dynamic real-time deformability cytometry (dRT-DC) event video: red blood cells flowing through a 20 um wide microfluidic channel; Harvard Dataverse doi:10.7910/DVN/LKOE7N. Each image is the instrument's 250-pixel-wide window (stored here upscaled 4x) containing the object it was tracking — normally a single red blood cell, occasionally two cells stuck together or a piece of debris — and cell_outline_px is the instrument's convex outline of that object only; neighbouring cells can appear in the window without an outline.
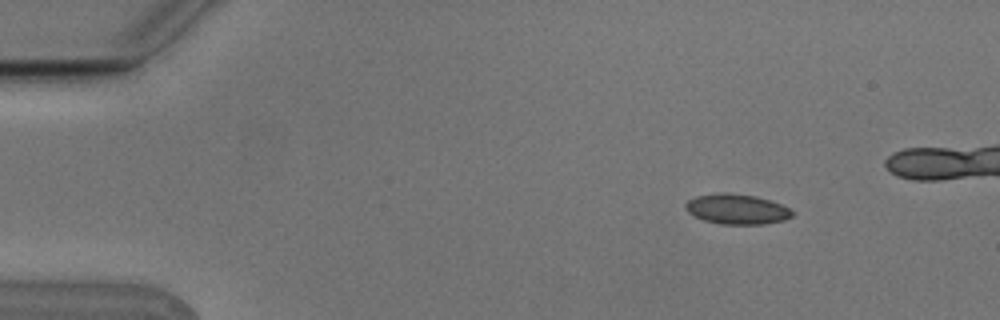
{"species": "Egyptian fruit bat (a non-hibernating species)", "species_latin": "Rousettus aegyptiacus", "temperature_condition": "cold", "stored_images_in_passage": 4, "camera_frame_rate_fps": 3000, "um_per_image_px": 0.085, "animal": {"sex": "male"}, "frame": {"image": 1, "passage_image": 1, "time_ms": 0.0, "image_size_px": [1000, 320], "cell_outline_px": [[792, 216], [784, 220], [764, 224], [720, 224], [704, 220], [688, 212], [684, 204], [688, 200], [696, 196], [720, 192], [724, 192], [756, 196], [780, 204], [788, 208], [792, 212]], "centroid_in_image_um": [62.6, 17.77], "position_along_channel_um": 22.4, "area_um2": 18.55}}